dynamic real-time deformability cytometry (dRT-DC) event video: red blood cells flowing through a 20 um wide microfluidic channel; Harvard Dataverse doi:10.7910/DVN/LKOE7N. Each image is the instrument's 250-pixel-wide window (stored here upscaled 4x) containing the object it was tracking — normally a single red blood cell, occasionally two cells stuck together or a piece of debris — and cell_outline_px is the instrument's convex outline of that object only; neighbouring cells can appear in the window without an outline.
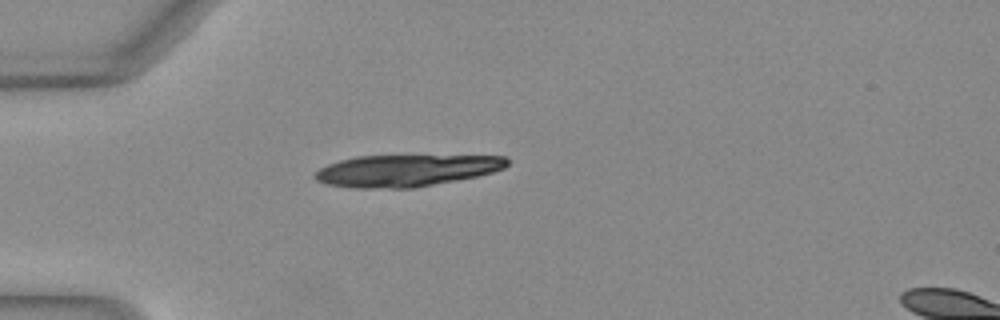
{"species": "Egyptian fruit bat (a non-hibernating species)", "species_latin": "Rousettus aegyptiacus", "temperature_condition": "warm", "stored_images_in_passage": 30, "camera_frame_rate_fps": 3000, "um_per_image_px": 0.085, "animal": {"sex": "female"}, "frame": {"image": 1, "passage_image": 1, "time_ms": 0.0, "image_size_px": [1000, 320], "cell_outline_px": [[508, 164], [504, 168], [492, 172], [476, 176], [456, 180], [412, 188], [352, 188], [324, 184], [316, 180], [312, 176], [320, 168], [328, 164], [340, 160], [356, 156], [504, 156], [508, 160]], "centroid_in_image_um": [34.46, 14.5], "position_along_channel_um": 50.5, "area_um2": 35.43}}